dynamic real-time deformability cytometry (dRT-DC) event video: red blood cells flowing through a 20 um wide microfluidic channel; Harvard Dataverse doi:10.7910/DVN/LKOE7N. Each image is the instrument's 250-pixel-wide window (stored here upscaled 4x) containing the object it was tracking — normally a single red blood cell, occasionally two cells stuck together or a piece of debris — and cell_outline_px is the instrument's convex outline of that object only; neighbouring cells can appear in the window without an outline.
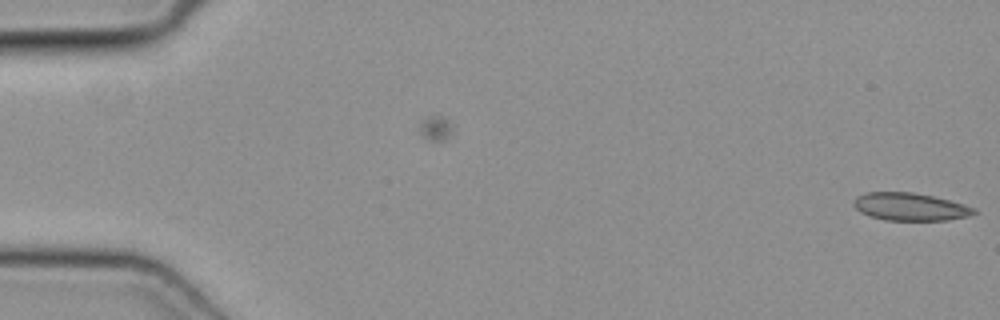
{"species": "common noctule bat (a hibernating species)", "species_latin": "Nyctalus noctula", "temperature_condition": "cold", "stored_images_in_passage": 7, "camera_frame_rate_fps": 3000, "um_per_image_px": 0.085, "animal": {"sex": "female", "body_mass_g": 19.3, "forearm_length_mm": 54.1}, "frame": {"image": 1, "passage_image": 7, "time_ms": 2.0, "image_size_px": [1000, 320], "cell_outline_px": [[980, 212], [968, 216], [948, 220], [884, 220], [860, 212], [852, 204], [852, 200], [856, 196], [864, 192], [912, 192], [932, 196], [964, 204], [976, 208]], "centroid_in_image_um": [77.36, 17.57], "position_along_channel_um": 7.6, "area_um2": 19.54}}